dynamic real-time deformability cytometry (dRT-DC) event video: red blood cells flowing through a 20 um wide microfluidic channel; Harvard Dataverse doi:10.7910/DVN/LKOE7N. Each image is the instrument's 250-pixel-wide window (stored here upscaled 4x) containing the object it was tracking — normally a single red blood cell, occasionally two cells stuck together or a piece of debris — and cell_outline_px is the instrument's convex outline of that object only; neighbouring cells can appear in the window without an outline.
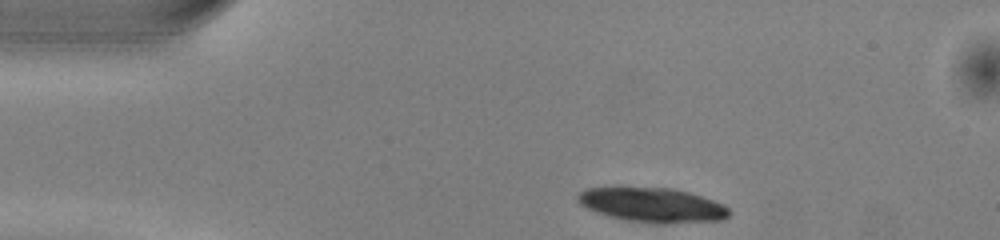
{"species": "common noctule bat (a hibernating species)", "species_latin": "Nyctalus noctula", "temperature_condition": "warm", "stored_images_in_passage": 42, "camera_frame_rate_fps": 3000, "um_per_image_px": 0.085, "animal": {"sex": "male", "body_mass_g": 13.0, "forearm_length_mm": 53.1}, "frame": {"image": 1, "passage_image": 1, "time_ms": 0.0, "image_size_px": [1000, 240], "cell_outline_px": [[732, 212], [728, 216], [720, 220], [664, 224], [652, 224], [624, 220], [588, 208], [580, 204], [576, 200], [576, 196], [580, 192], [588, 188], [672, 188], [688, 192], [724, 204]], "centroid_in_image_um": [55.49, 17.44], "position_along_channel_um": 29.5, "area_um2": 30.17}}